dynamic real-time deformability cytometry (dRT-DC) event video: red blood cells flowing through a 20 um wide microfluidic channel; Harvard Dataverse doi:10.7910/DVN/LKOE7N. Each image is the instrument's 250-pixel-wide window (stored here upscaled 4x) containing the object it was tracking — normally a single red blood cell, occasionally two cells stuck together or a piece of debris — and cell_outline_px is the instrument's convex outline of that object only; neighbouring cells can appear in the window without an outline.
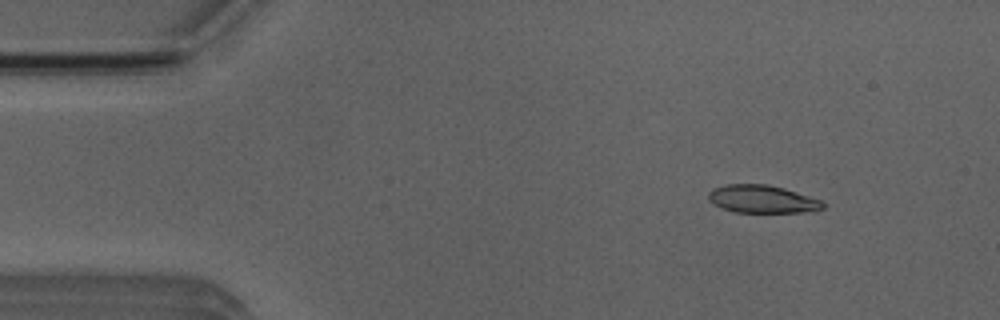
{"species": "Egyptian fruit bat (a non-hibernating species)", "species_latin": "Rousettus aegyptiacus", "temperature_condition": "room temperature", "stored_images_in_passage": 10, "camera_frame_rate_fps": 3000, "um_per_image_px": 0.085, "animal": {"sex": "male"}, "frame": {"image": 1, "passage_image": 6, "time_ms": 1.667, "image_size_px": [1000, 320], "cell_outline_px": [[824, 208], [816, 212], [736, 212], [724, 208], [708, 200], [708, 192], [712, 188], [728, 184], [768, 184], [784, 188], [820, 200], [824, 204]], "centroid_in_image_um": [64.8, 16.92], "position_along_channel_um": 20.2, "area_um2": 18.5}}